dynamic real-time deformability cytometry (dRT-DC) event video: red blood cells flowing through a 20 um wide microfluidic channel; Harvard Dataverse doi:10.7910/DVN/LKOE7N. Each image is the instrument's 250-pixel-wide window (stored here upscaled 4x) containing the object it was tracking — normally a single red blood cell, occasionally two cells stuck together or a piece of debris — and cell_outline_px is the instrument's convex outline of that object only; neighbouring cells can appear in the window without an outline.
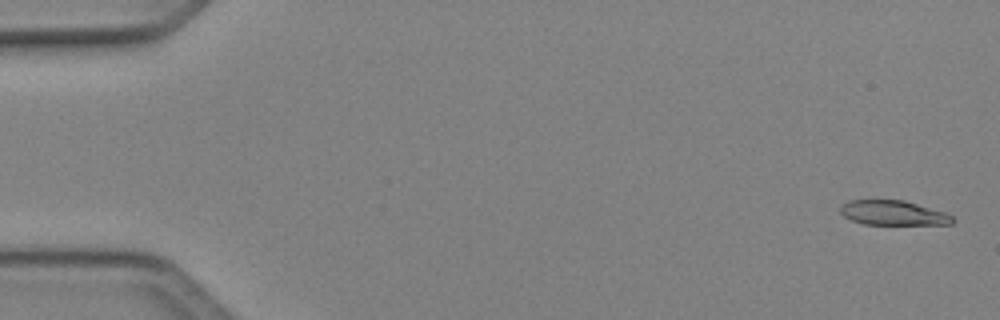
{"species": "Egyptian fruit bat (a non-hibernating species)", "species_latin": "Rousettus aegyptiacus", "temperature_condition": "cold", "stored_images_in_passage": 51, "segment_of_instrument_passage": [1, 2], "camera_frame_rate_fps": 3000, "um_per_image_px": 0.085, "animal": {"sex": "female"}, "frame": {"image": 1, "passage_image": 2, "time_ms": 0.333, "image_size_px": [1000, 320], "cell_outline_px": [[956, 220], [952, 224], [864, 224], [852, 220], [844, 216], [840, 212], [840, 204], [848, 200], [904, 200], [948, 212]], "centroid_in_image_um": [75.95, 18.09], "position_along_channel_um": 9.1, "area_um2": 16.3}}
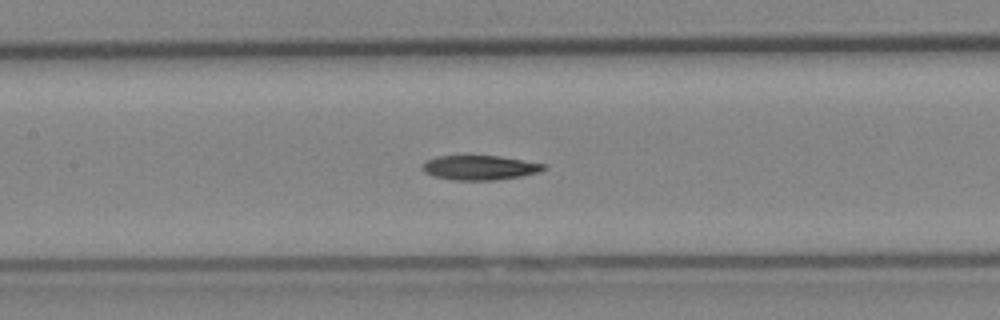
{"frame": {"image": 2, "passage_image": 24, "time_ms": 7.667, "image_size_px": [1000, 320], "cell_outline_px": [[548, 168], [540, 172], [520, 176], [496, 180], [452, 180], [432, 176], [424, 172], [424, 164], [428, 160], [436, 156], [500, 156], [548, 164]], "centroid_in_image_um": [40.85, 14.25], "position_along_channel_um": 166.6, "area_um2": 17.4}}
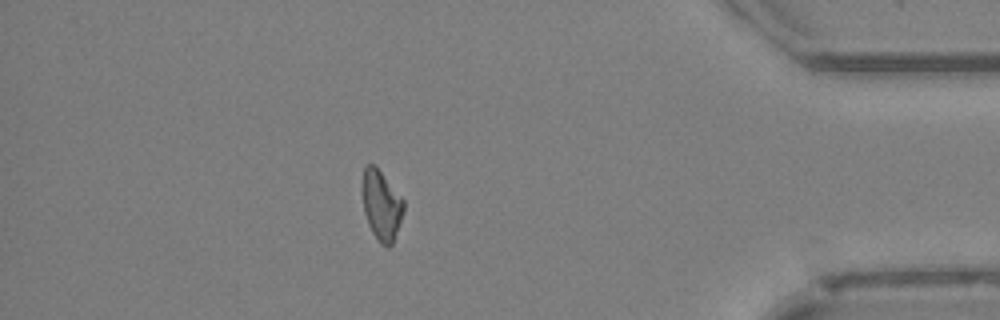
{"frame": {"image": 3, "passage_image": 44, "time_ms": 14.333, "image_size_px": [1000, 320], "cell_outline_px": [[404, 208], [392, 244], [388, 248], [380, 244], [372, 232], [368, 224], [364, 212], [364, 168], [368, 164], [376, 164], [404, 200]], "centroid_in_image_um": [32.44, 17.44], "position_along_channel_um": 402.8, "area_um2": 16.47}}